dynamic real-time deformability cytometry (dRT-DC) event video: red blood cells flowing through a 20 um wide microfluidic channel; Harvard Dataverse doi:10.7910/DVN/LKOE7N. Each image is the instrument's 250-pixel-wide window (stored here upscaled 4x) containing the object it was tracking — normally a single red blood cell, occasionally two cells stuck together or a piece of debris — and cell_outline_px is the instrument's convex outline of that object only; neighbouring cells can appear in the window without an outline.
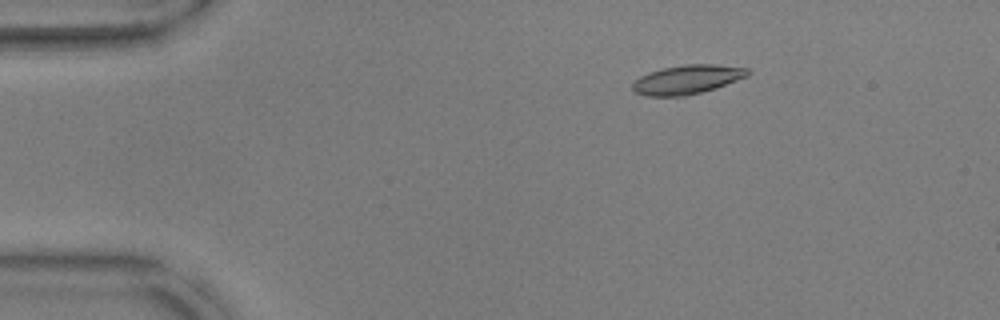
{"species": "common noctule bat (a hibernating species)", "species_latin": "Nyctalus noctula", "temperature_condition": "warm", "stored_images_in_passage": 57, "camera_frame_rate_fps": 3000, "um_per_image_px": 0.085, "animal": {"sex": "male", "body_mass_g": 17.9, "forearm_length_mm": 54.2}, "frame": {"image": 1, "passage_image": 10, "time_ms": 3.0, "image_size_px": [1000, 320], "cell_outline_px": [[752, 72], [748, 76], [716, 88], [684, 96], [644, 96], [636, 92], [632, 88], [632, 84], [640, 76], [648, 72], [664, 68], [684, 64], [712, 64], [748, 68]], "centroid_in_image_um": [58.42, 6.75], "position_along_channel_um": 26.6, "area_um2": 19.48}}
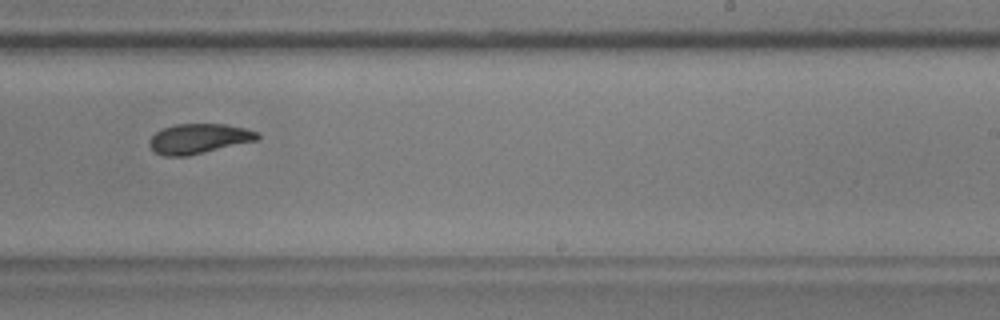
{"frame": {"image": 2, "passage_image": 36, "time_ms": 11.667, "image_size_px": [1000, 320], "cell_outline_px": [[260, 140], [188, 156], [164, 156], [156, 152], [148, 144], [148, 140], [156, 132], [164, 128], [176, 124], [224, 124], [244, 128], [260, 132]], "centroid_in_image_um": [16.94, 11.79], "position_along_channel_um": 272.1, "area_um2": 18.96}}
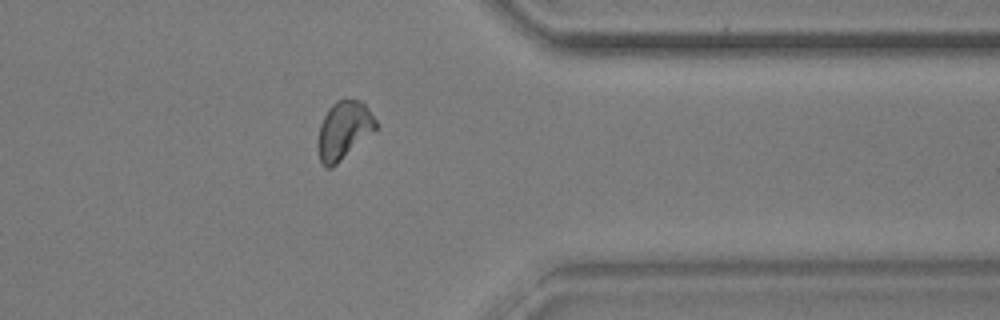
{"frame": {"image": 3, "passage_image": 46, "time_ms": 15.0, "image_size_px": [1000, 320], "cell_outline_px": [[376, 128], [332, 168], [324, 168], [320, 160], [316, 148], [316, 140], [320, 124], [328, 108], [336, 100], [360, 100], [364, 104], [376, 120]], "centroid_in_image_um": [29.15, 11.09], "position_along_channel_um": 382.3, "area_um2": 19.42}, "authors_computed_cell_mechanics": {"area_um2": 19.4208, "velocity_mm_per_s": 3.5839, "shape_relaxation_time_tau1_ms": 7.8225, "shape_relaxation_time_tau2_ms": 3.1542, "deformation_change_tau1": 0.1579, "deformation_change_tau2": 0.0798}}